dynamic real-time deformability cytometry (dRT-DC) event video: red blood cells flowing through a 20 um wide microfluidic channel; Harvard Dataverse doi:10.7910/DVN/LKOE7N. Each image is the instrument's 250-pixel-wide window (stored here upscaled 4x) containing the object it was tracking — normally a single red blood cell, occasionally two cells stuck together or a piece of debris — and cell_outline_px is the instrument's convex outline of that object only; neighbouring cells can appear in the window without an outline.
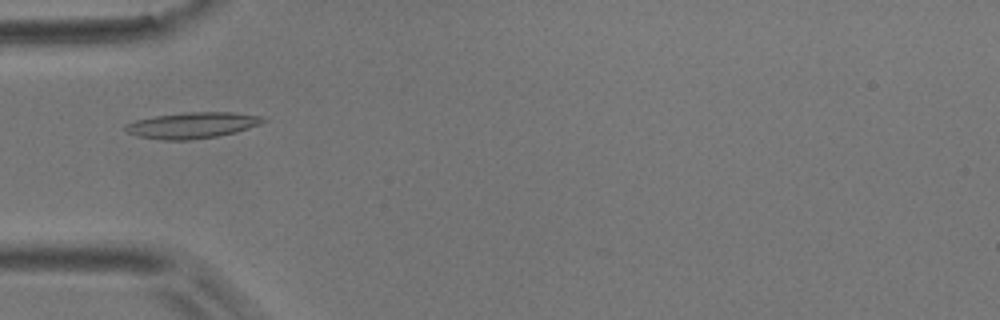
{"species": "common noctule bat (a hibernating species)", "species_latin": "Nyctalus noctula", "temperature_condition": "room temperature", "stored_images_in_passage": 48, "camera_frame_rate_fps": 3000, "um_per_image_px": 0.085, "animal": {"sex": "male", "body_mass_g": 17.9}, "frame": {"image": 1, "passage_image": 16, "time_ms": 5.0, "image_size_px": [1000, 320], "cell_outline_px": [[268, 120], [260, 124], [236, 132], [216, 136], [188, 140], [160, 140], [136, 136], [128, 132], [124, 128], [124, 124], [136, 120], [156, 116], [184, 112], [232, 112], [260, 116]], "centroid_in_image_um": [16.32, 10.65], "position_along_channel_um": 68.7, "area_um2": 20.87}}
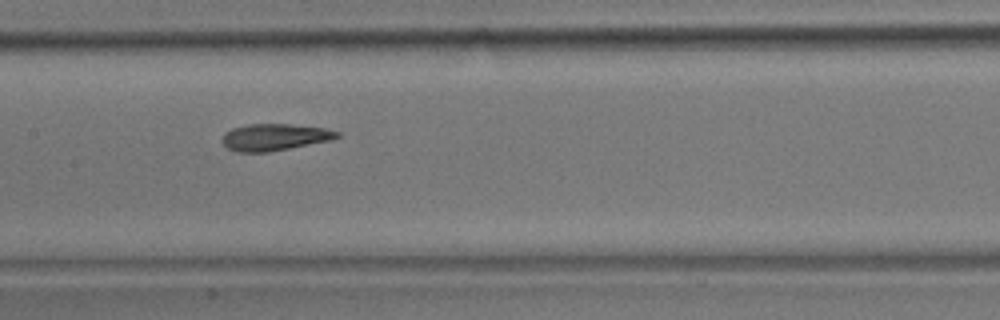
{"frame": {"image": 2, "passage_image": 25, "time_ms": 8.0, "image_size_px": [1000, 320], "cell_outline_px": [[340, 136], [332, 140], [268, 152], [236, 152], [228, 148], [224, 144], [224, 132], [232, 128], [248, 124], [288, 124], [324, 128], [340, 132]], "centroid_in_image_um": [23.35, 11.65], "position_along_channel_um": 184.0, "area_um2": 17.8}}
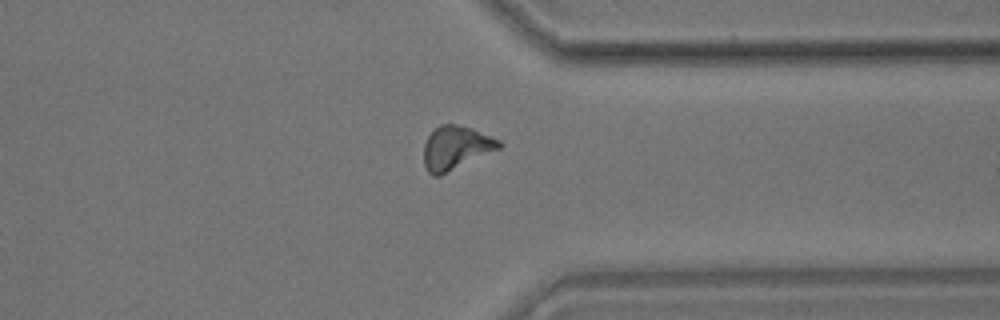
{"frame": {"image": 3, "passage_image": 40, "time_ms": 13.0, "image_size_px": [1000, 320], "cell_outline_px": [[504, 144], [500, 148], [440, 176], [432, 176], [428, 172], [424, 164], [424, 144], [428, 136], [440, 124], [456, 124], [472, 128], [492, 136], [500, 140]], "centroid_in_image_um": [38.76, 12.56], "position_along_channel_um": 372.6, "area_um2": 19.13}, "authors_computed_cell_mechanics": {"area_um2": 18.5538, "velocity_mm_per_s": 3.8233, "shape_relaxation_time_tau1_ms": 5.7707, "shape_relaxation_time_tau2_ms": 2.9277, "deformation_change_tau1": 0.1673, "deformation_change_tau2": 0.113}}